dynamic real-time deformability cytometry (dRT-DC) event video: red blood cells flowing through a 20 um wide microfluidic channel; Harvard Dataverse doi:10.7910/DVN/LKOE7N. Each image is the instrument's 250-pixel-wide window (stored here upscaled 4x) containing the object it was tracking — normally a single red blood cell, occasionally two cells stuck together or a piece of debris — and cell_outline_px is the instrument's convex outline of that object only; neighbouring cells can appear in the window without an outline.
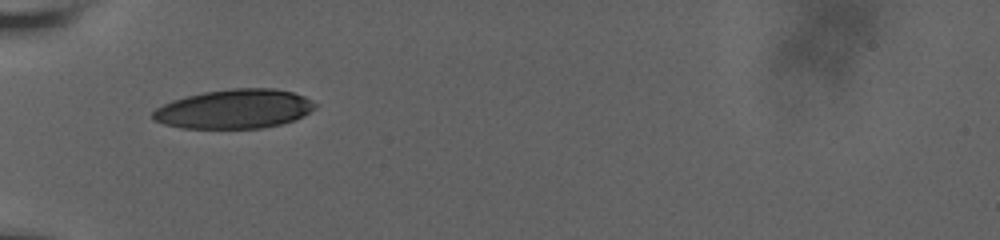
{"species": "human", "species_latin": "Homo sapiens", "temperature_condition": "room temperature", "stored_images_in_passage": 6, "camera_frame_rate_fps": 3000, "um_per_image_px": 0.085, "donor": {"sex": "male"}, "frame": {"image": 1, "passage_image": 1, "time_ms": 0.0, "image_size_px": [1000, 240], "cell_outline_px": [[316, 108], [292, 120], [280, 124], [260, 128], [180, 128], [164, 124], [152, 120], [152, 112], [156, 108], [172, 100], [204, 92], [232, 88], [276, 88], [292, 92], [304, 96], [316, 104]], "centroid_in_image_um": [19.88, 9.26], "position_along_channel_um": 65.1, "area_um2": 36.88}}
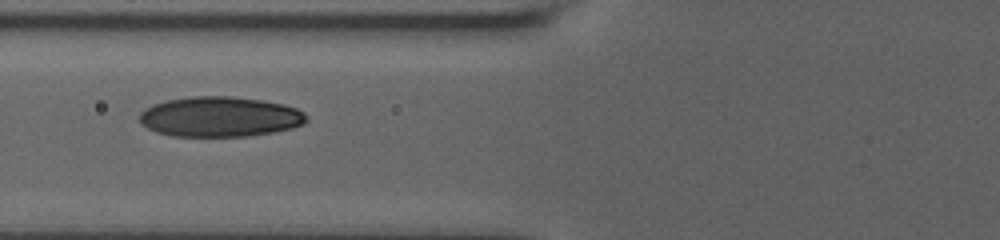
{"frame": {"image": 2, "passage_image": 5, "time_ms": 1.333, "image_size_px": [1000, 240], "cell_outline_px": [[308, 120], [304, 124], [292, 128], [272, 132], [244, 136], [172, 136], [156, 132], [148, 128], [140, 120], [140, 112], [144, 108], [152, 104], [168, 100], [192, 96], [228, 96], [260, 100], [284, 104], [296, 108], [304, 112], [308, 116]], "centroid_in_image_um": [18.7, 9.92], "position_along_channel_um": 107.1, "area_um2": 39.02}}